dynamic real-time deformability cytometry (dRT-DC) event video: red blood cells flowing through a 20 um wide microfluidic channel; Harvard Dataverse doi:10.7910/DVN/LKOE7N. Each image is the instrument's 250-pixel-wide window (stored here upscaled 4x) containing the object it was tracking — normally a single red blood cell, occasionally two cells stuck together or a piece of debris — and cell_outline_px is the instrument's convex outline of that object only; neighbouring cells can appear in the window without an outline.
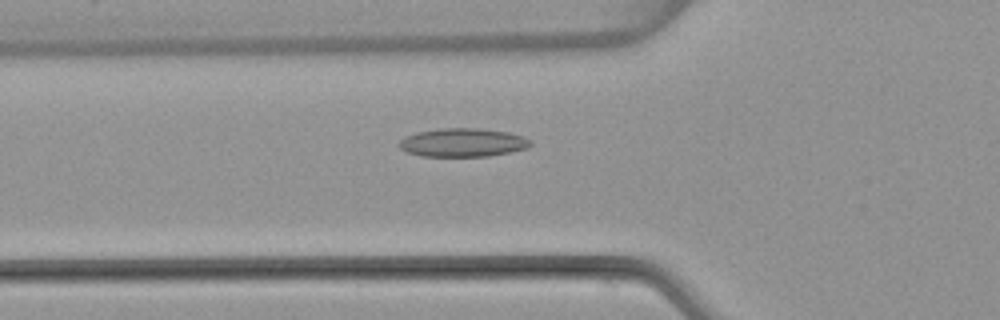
{"species": "common noctule bat (a hibernating species)", "species_latin": "Nyctalus noctula", "temperature_condition": "warm", "stored_images_in_passage": 52, "camera_frame_rate_fps": 3000, "um_per_image_px": 0.085, "animal": {"sex": "female", "body_mass_g": 22.7, "forearm_length_mm": 54.2}, "frame": {"image": 1, "passage_image": 19, "time_ms": 6.0, "image_size_px": [1000, 320], "cell_outline_px": [[532, 144], [528, 148], [488, 156], [420, 156], [408, 152], [400, 148], [396, 144], [404, 136], [416, 132], [440, 128], [476, 128], [508, 132], [524, 136], [532, 140]], "centroid_in_image_um": [39.32, 12.11], "position_along_channel_um": 86.5, "area_um2": 21.96}}
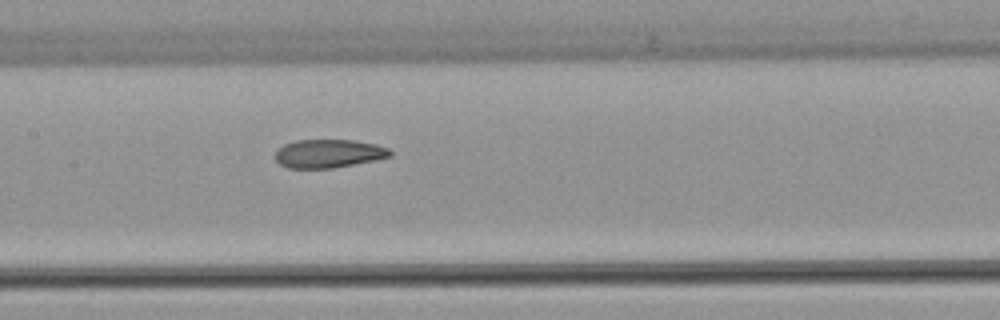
{"frame": {"image": 2, "passage_image": 26, "time_ms": 8.333, "image_size_px": [1000, 320], "cell_outline_px": [[392, 156], [376, 160], [332, 168], [288, 168], [280, 164], [276, 160], [276, 152], [284, 144], [296, 140], [356, 140], [376, 144], [388, 148], [392, 152]], "centroid_in_image_um": [27.96, 13.05], "position_along_channel_um": 179.4, "area_um2": 19.02}}
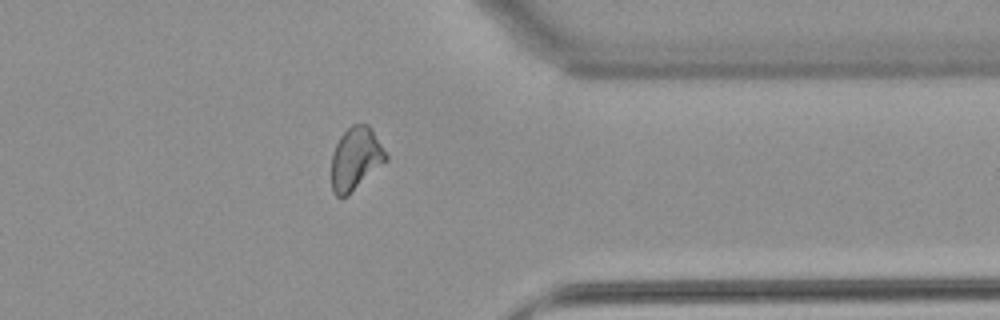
{"frame": {"image": 3, "passage_image": 42, "time_ms": 13.667, "image_size_px": [1000, 320], "cell_outline_px": [[388, 160], [348, 196], [336, 196], [332, 192], [332, 152], [340, 136], [352, 124], [368, 124], [372, 128], [388, 156]], "centroid_in_image_um": [30.24, 13.49], "position_along_channel_um": 381.2, "area_um2": 20.06}, "authors_computed_cell_mechanics": {"area_um2": 20.6924, "velocity_mm_per_s": 3.9573, "shape_relaxation_time_tau1_ms": null, "shape_relaxation_time_tau2_ms": 2.0146, "deformation_change_tau1": null, "deformation_change_tau2": 0.0937}}